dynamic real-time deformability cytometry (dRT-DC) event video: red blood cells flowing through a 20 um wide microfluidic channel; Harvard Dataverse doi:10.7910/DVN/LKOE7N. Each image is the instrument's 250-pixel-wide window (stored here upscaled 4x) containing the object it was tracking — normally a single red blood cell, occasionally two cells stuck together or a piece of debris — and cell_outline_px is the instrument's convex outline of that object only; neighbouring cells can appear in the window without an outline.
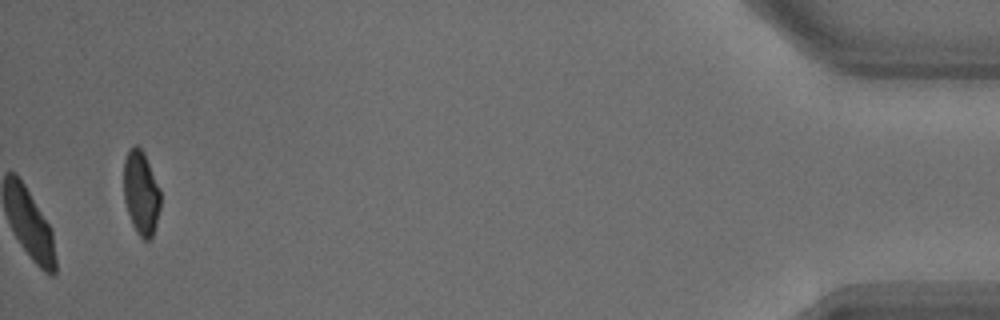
{"species": "common noctule bat (a hibernating species)", "species_latin": "Nyctalus noctula", "temperature_condition": "warm", "stored_images_in_passage": 46, "camera_frame_rate_fps": 3000, "um_per_image_px": 0.085, "animal": {"sex": "male", "body_mass_g": 18.8}, "frame": {"image": 1, "passage_image": 46, "time_ms": 15.0, "image_size_px": [1000, 320], "cell_outline_px": [[160, 208], [156, 224], [152, 236], [148, 240], [144, 240], [136, 232], [132, 224], [124, 200], [124, 160], [128, 152], [136, 144], [144, 152], [160, 188]], "centroid_in_image_um": [12.0, 16.4], "position_along_channel_um": 423.2, "area_um2": 17.92}, "authors_computed_cell_mechanics": {"area_um2": 23.2356, "velocity_mm_per_s": 4.1347, "shape_relaxation_time_tau1_ms": 2.2262, "shape_relaxation_time_tau2_ms": 0.6263, "deformation_change_tau1": 0.1354, "deformation_change_tau2": 0.0578}}